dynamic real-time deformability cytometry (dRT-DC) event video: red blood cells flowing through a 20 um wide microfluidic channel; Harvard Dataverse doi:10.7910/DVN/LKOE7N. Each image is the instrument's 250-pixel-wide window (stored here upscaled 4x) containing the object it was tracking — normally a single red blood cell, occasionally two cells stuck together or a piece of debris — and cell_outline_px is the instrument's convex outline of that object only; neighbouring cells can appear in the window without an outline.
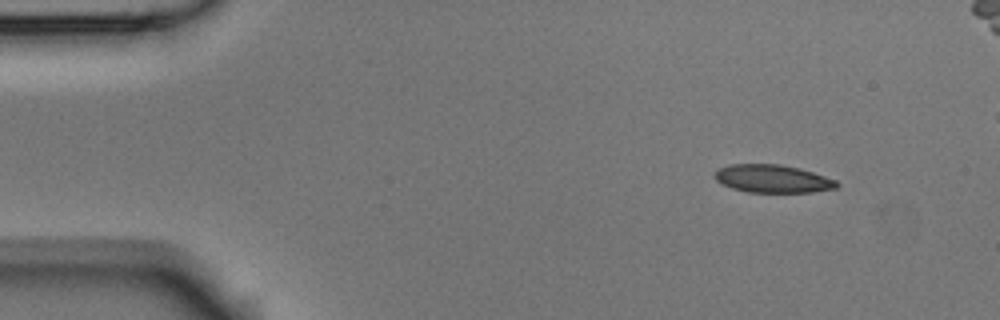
{"species": "Egyptian fruit bat (a non-hibernating species)", "species_latin": "Rousettus aegyptiacus", "temperature_condition": "room temperature", "stored_images_in_passage": 7, "camera_frame_rate_fps": 3000, "um_per_image_px": 0.085, "animal": {"sex": "male"}, "frame": {"image": 1, "passage_image": 1, "time_ms": 0.0, "image_size_px": [1000, 320], "cell_outline_px": [[840, 184], [836, 188], [812, 192], [748, 192], [732, 188], [716, 180], [712, 176], [720, 168], [728, 164], [780, 164], [800, 168], [836, 180]], "centroid_in_image_um": [65.67, 15.19], "position_along_channel_um": 19.3, "area_um2": 19.83}}
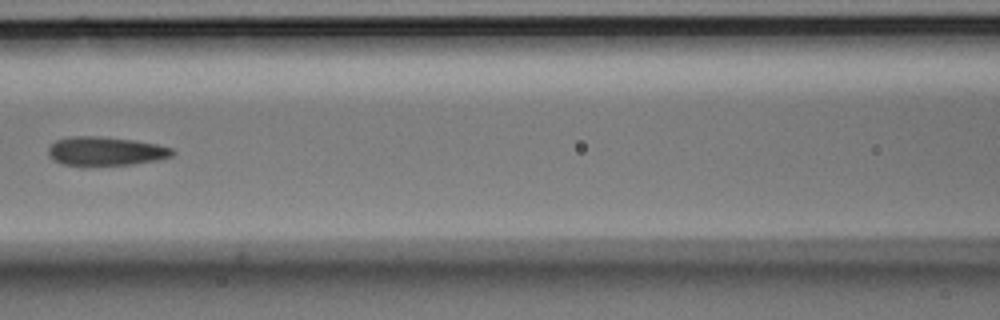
{"frame": {"image": 2, "passage_image": 6, "time_ms": 1.667, "image_size_px": [1000, 320], "cell_outline_px": [[176, 152], [172, 156], [156, 160], [132, 164], [84, 168], [64, 164], [52, 160], [48, 156], [48, 148], [56, 140], [72, 136], [100, 136], [132, 140], [156, 144], [172, 148]], "centroid_in_image_um": [8.93, 12.89], "position_along_channel_um": 157.7, "area_um2": 21.44}}
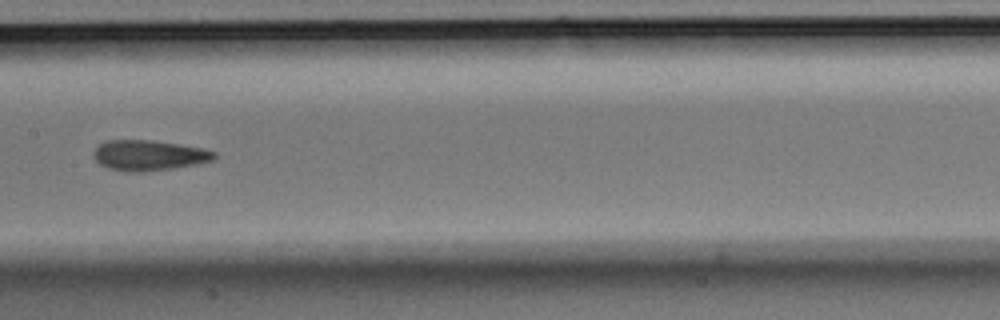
{"frame": {"image": 3, "passage_image": 7, "time_ms": 2.0, "image_size_px": [1000, 320], "cell_outline_px": [[216, 156], [212, 160], [196, 164], [172, 168], [140, 172], [128, 172], [108, 168], [100, 164], [92, 156], [92, 152], [100, 144], [108, 140], [152, 140], [200, 148], [216, 152]], "centroid_in_image_um": [12.6, 13.2], "position_along_channel_um": 194.8, "area_um2": 21.15}}